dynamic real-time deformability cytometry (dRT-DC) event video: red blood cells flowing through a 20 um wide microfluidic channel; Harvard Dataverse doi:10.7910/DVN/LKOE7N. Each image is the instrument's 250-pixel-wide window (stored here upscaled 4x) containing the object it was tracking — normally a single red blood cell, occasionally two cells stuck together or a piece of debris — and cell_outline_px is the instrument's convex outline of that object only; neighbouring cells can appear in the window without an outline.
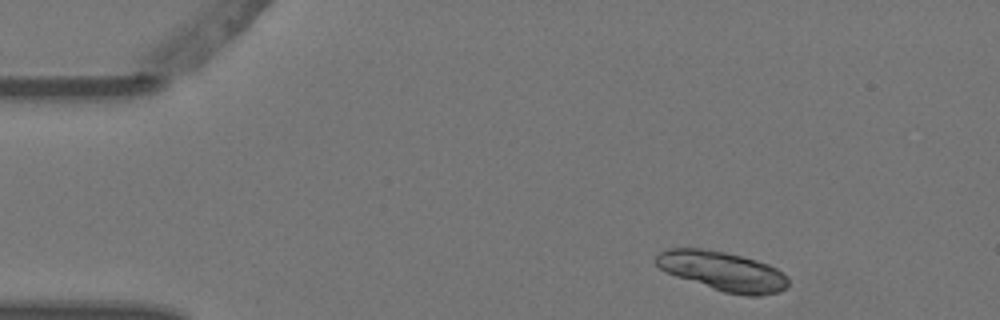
{"species": "Egyptian fruit bat (a non-hibernating species)", "species_latin": "Rousettus aegyptiacus", "temperature_condition": "warm", "stored_images_in_passage": 2, "camera_frame_rate_fps": 3000, "um_per_image_px": 0.085, "animal": {"sex": "female"}, "frame": {"image": 1, "passage_image": 1, "time_ms": 0.0, "image_size_px": [1000, 320], "cell_outline_px": [[788, 284], [780, 292], [760, 296], [748, 296], [724, 292], [664, 272], [656, 264], [656, 256], [660, 252], [668, 248], [700, 248], [724, 252], [756, 260], [768, 264], [776, 268], [788, 276]], "centroid_in_image_um": [61.43, 23.05], "position_along_channel_um": 23.6, "area_um2": 30.17}}